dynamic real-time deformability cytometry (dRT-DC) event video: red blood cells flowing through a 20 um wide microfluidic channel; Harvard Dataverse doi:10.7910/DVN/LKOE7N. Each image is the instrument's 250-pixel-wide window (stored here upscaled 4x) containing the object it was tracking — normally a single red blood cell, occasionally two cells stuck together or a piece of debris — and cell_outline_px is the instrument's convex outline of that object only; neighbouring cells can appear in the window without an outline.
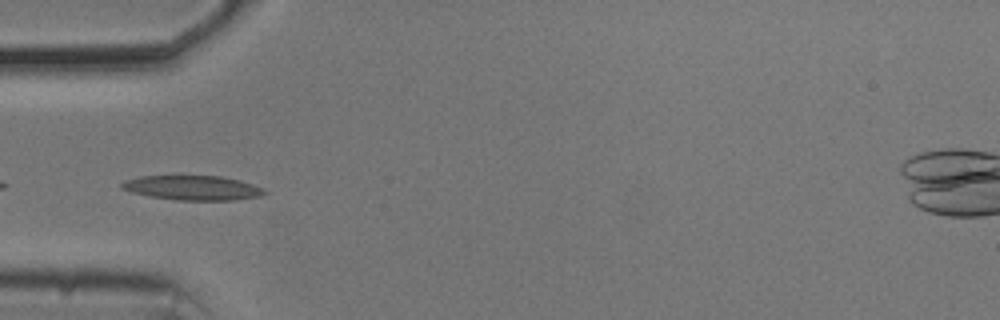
{"species": "common noctule bat (a hibernating species)", "species_latin": "Nyctalus noctula", "temperature_condition": "cold", "stored_images_in_passage": 30, "camera_frame_rate_fps": 3000, "um_per_image_px": 0.085, "animal": {"sex": "male", "body_mass_g": 20.5, "forearm_length_mm": 52.5}, "frame": {"image": 1, "passage_image": 2, "time_ms": 0.333, "image_size_px": [1000, 320], "cell_outline_px": [[268, 192], [260, 196], [236, 200], [176, 200], [152, 196], [132, 192], [120, 188], [120, 184], [124, 180], [140, 176], [220, 176], [240, 180], [252, 184]], "centroid_in_image_um": [16.36, 15.96], "position_along_channel_um": 68.6, "area_um2": 20.29}}
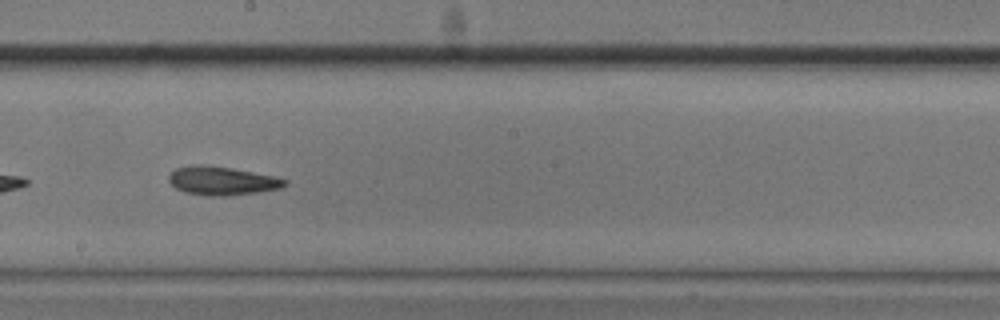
{"frame": {"image": 2, "passage_image": 15, "time_ms": 4.667, "image_size_px": [1000, 320], "cell_outline_px": [[288, 184], [280, 188], [256, 192], [224, 196], [208, 196], [184, 192], [176, 188], [168, 180], [168, 176], [176, 168], [192, 164], [200, 164], [232, 168], [272, 176], [288, 180]], "centroid_in_image_um": [18.84, 15.36], "position_along_channel_um": 229.4, "area_um2": 19.19}}
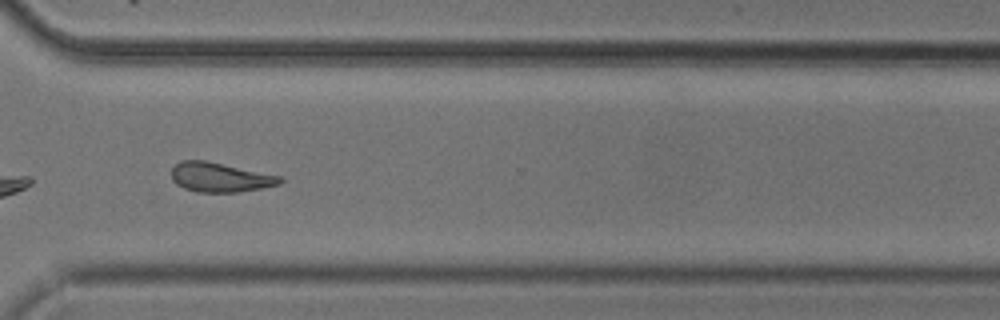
{"frame": {"image": 3, "passage_image": 25, "time_ms": 8.0, "image_size_px": [1000, 320], "cell_outline_px": [[284, 180], [280, 184], [240, 192], [196, 192], [184, 188], [176, 184], [172, 180], [172, 168], [180, 160], [204, 160], [284, 176]], "centroid_in_image_um": [18.73, 15.07], "position_along_channel_um": 351.9, "area_um2": 18.79}, "authors_computed_cell_mechanics": {"area_um2": 18.9006, "velocity_mm_per_s": 3.6953, "shape_relaxation_time_tau1_ms": 6.2704, "shape_relaxation_time_tau2_ms": 5.821, "deformation_change_tau1": 0.1534, "deformation_change_tau2": 0.1598}}